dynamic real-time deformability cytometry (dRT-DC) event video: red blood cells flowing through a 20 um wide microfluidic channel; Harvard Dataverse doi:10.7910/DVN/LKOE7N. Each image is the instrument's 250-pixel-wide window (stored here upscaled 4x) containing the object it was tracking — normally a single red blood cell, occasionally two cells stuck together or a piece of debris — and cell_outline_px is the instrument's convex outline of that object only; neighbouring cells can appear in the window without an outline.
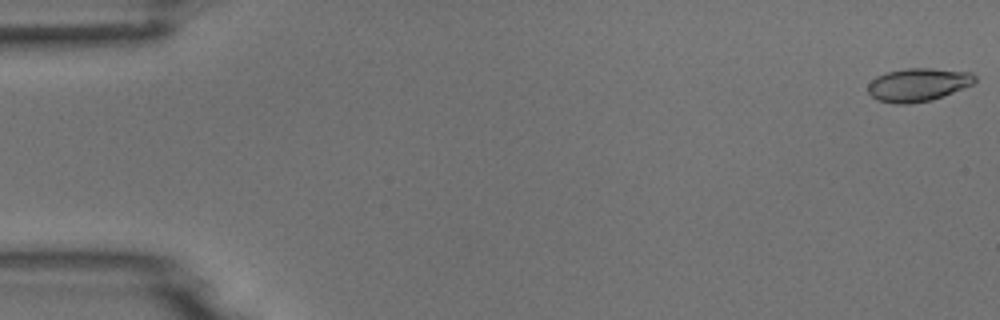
{"species": "common noctule bat (a hibernating species)", "species_latin": "Nyctalus noctula", "temperature_condition": "room temperature", "stored_images_in_passage": 5, "camera_frame_rate_fps": 3000, "um_per_image_px": 0.085, "animal": {"sex": "male", "body_mass_g": 18.8}, "frame": {"image": 1, "passage_image": 1, "time_ms": 0.0, "image_size_px": [1000, 320], "cell_outline_px": [[976, 80], [972, 84], [932, 100], [908, 104], [896, 104], [876, 100], [868, 92], [868, 84], [876, 76], [884, 72], [908, 68], [932, 68], [972, 72], [976, 76]], "centroid_in_image_um": [78.01, 7.19], "position_along_channel_um": 7.0, "area_um2": 20.75}}
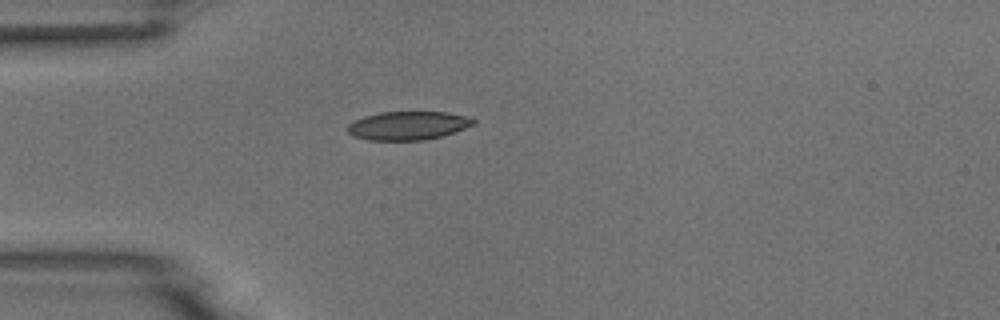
{"frame": {"image": 2, "passage_image": 5, "time_ms": 4.667, "image_size_px": [1000, 320], "cell_outline_px": [[476, 124], [440, 136], [424, 140], [368, 140], [352, 136], [348, 132], [348, 124], [364, 116], [380, 112], [448, 112], [472, 116], [476, 120]], "centroid_in_image_um": [34.71, 10.66], "position_along_channel_um": 50.3, "area_um2": 20.98}}